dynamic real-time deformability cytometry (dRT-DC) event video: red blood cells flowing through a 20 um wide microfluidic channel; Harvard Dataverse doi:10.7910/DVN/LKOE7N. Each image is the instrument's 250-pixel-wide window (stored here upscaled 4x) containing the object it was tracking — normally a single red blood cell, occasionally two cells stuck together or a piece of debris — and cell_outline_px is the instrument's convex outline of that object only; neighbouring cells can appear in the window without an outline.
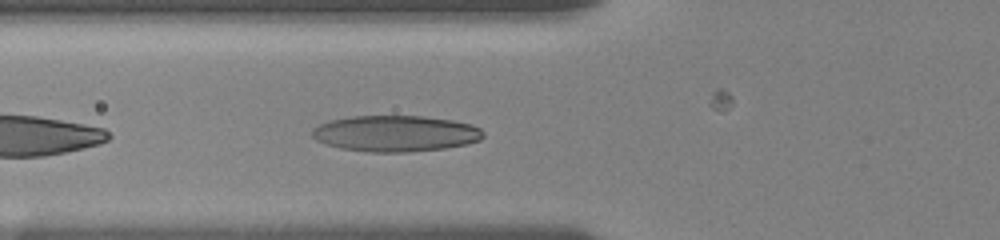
{"species": "human", "species_latin": "Homo sapiens", "temperature_condition": "room temperature", "stored_images_in_passage": 32, "camera_frame_rate_fps": 3000, "um_per_image_px": 0.085, "donor": {"sex": "female"}, "frame": {"image": 1, "passage_image": 6, "time_ms": 1.333, "image_size_px": [1000, 240], "cell_outline_px": [[484, 136], [480, 140], [468, 144], [444, 148], [404, 152], [372, 152], [340, 148], [316, 140], [312, 136], [312, 128], [328, 120], [352, 116], [424, 116], [452, 120], [472, 124], [480, 128], [484, 132]], "centroid_in_image_um": [33.63, 11.34], "position_along_channel_um": 92.2, "area_um2": 36.07}}
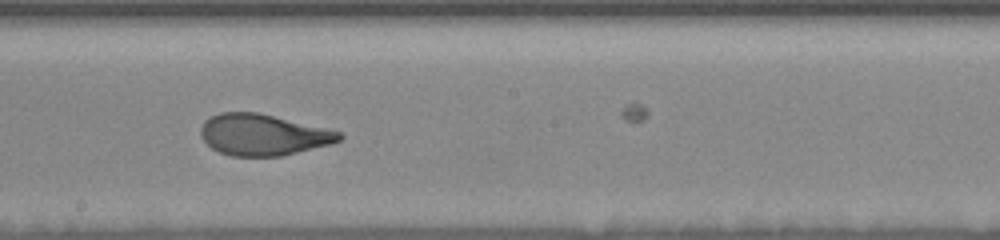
{"frame": {"image": 2, "passage_image": 21, "time_ms": 5.0, "image_size_px": [1000, 240], "cell_outline_px": [[344, 136], [340, 140], [328, 144], [280, 156], [232, 156], [220, 152], [212, 148], [204, 140], [200, 132], [200, 128], [204, 120], [220, 112], [260, 112], [340, 132]], "centroid_in_image_um": [22.31, 11.44], "position_along_channel_um": 225.9, "area_um2": 32.95}}
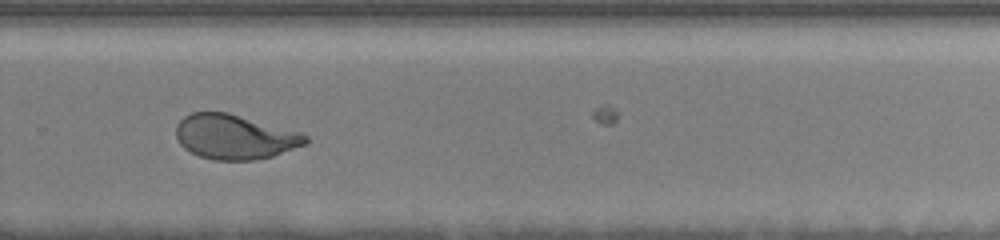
{"frame": {"image": 3, "passage_image": 28, "time_ms": 7.333, "image_size_px": [1000, 240], "cell_outline_px": [[308, 140], [304, 144], [272, 156], [256, 160], [216, 160], [200, 156], [184, 148], [180, 144], [176, 136], [176, 124], [184, 116], [192, 112], [228, 112], [304, 132], [308, 136]], "centroid_in_image_um": [19.96, 11.61], "position_along_channel_um": 309.8, "area_um2": 33.87}}